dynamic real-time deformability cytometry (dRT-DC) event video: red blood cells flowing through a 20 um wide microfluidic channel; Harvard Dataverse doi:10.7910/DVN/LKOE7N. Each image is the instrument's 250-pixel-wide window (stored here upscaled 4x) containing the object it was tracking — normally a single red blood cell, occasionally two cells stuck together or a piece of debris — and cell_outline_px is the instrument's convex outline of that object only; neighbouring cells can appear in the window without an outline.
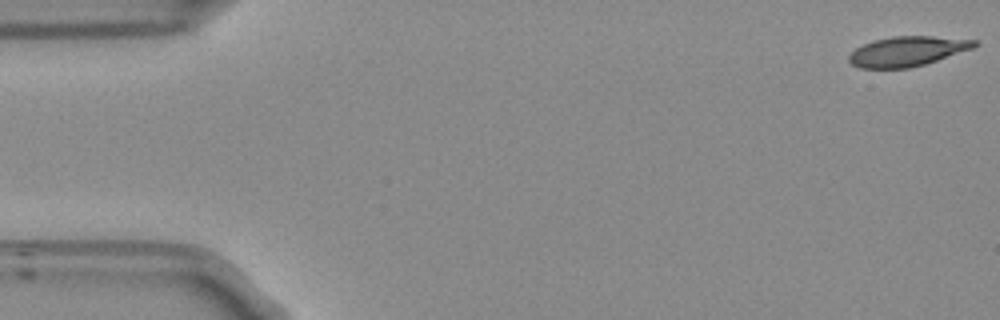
{"species": "Egyptian fruit bat (a non-hibernating species)", "species_latin": "Rousettus aegyptiacus", "temperature_condition": "room temperature", "stored_images_in_passage": 53, "camera_frame_rate_fps": 3000, "um_per_image_px": 0.085, "frame": {"image": 1, "passage_image": 1, "time_ms": 0.0, "image_size_px": [1000, 320], "cell_outline_px": [[980, 44], [972, 48], [924, 64], [908, 68], [860, 68], [852, 64], [848, 60], [848, 56], [856, 48], [872, 40], [892, 36], [932, 36], [976, 40]], "centroid_in_image_um": [77.09, 4.35], "position_along_channel_um": 7.9, "area_um2": 21.62}}
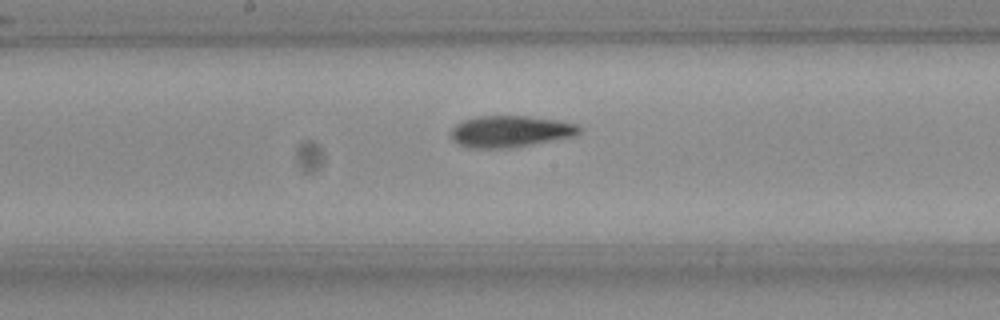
{"frame": {"image": 2, "passage_image": 27, "time_ms": 8.667, "image_size_px": [1000, 320], "cell_outline_px": [[580, 132], [572, 136], [508, 148], [472, 148], [460, 144], [452, 140], [448, 132], [460, 120], [476, 116], [528, 116], [560, 120], [576, 124], [580, 128]], "centroid_in_image_um": [43.29, 11.15], "position_along_channel_um": 204.9, "area_um2": 23.52}}
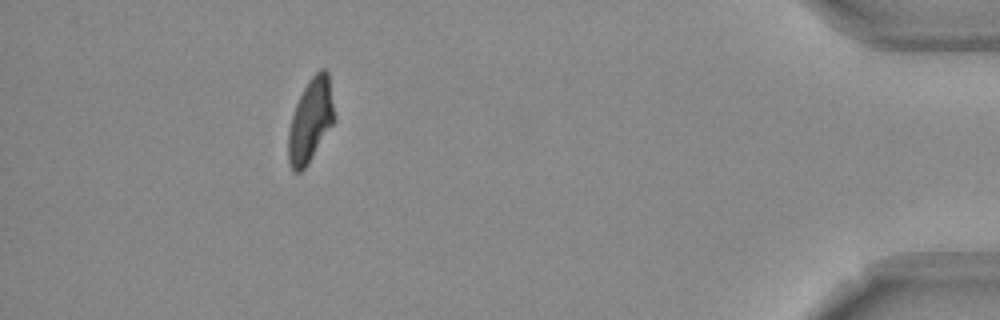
{"frame": {"image": 3, "passage_image": 48, "time_ms": 15.667, "image_size_px": [1000, 320], "cell_outline_px": [[336, 120], [308, 164], [300, 172], [292, 172], [288, 160], [288, 132], [292, 116], [296, 104], [308, 80], [320, 68], [324, 68], [328, 72], [336, 116]], "centroid_in_image_um": [26.41, 10.24], "position_along_channel_um": 408.8, "area_um2": 22.6}, "authors_computed_cell_mechanics": {"area_um2": 23.1778, "velocity_mm_per_s": 3.7787, "shape_relaxation_time_tau1_ms": 7.5198, "shape_relaxation_time_tau2_ms": 3.6238, "deformation_change_tau1": 0.1992, "deformation_change_tau2": 0.1034}}